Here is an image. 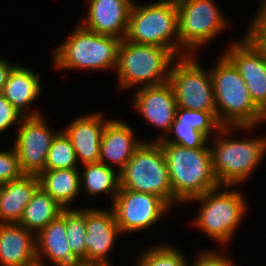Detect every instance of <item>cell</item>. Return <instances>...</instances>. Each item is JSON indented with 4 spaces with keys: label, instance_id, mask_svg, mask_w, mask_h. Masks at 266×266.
<instances>
[{
    "label": "cell",
    "instance_id": "30bf717a",
    "mask_svg": "<svg viewBox=\"0 0 266 266\" xmlns=\"http://www.w3.org/2000/svg\"><path fill=\"white\" fill-rule=\"evenodd\" d=\"M175 1L180 49L187 55H191L188 50L203 45L227 25L212 0Z\"/></svg>",
    "mask_w": 266,
    "mask_h": 266
},
{
    "label": "cell",
    "instance_id": "7402d4cb",
    "mask_svg": "<svg viewBox=\"0 0 266 266\" xmlns=\"http://www.w3.org/2000/svg\"><path fill=\"white\" fill-rule=\"evenodd\" d=\"M40 92V75L16 65L8 76L2 94L20 114L22 113V116L35 117L40 115L39 112L25 115L24 109L36 99Z\"/></svg>",
    "mask_w": 266,
    "mask_h": 266
},
{
    "label": "cell",
    "instance_id": "7c38bea8",
    "mask_svg": "<svg viewBox=\"0 0 266 266\" xmlns=\"http://www.w3.org/2000/svg\"><path fill=\"white\" fill-rule=\"evenodd\" d=\"M42 115L23 117L15 141L19 165L24 175L39 176L46 165V157L55 136Z\"/></svg>",
    "mask_w": 266,
    "mask_h": 266
},
{
    "label": "cell",
    "instance_id": "52a82bcc",
    "mask_svg": "<svg viewBox=\"0 0 266 266\" xmlns=\"http://www.w3.org/2000/svg\"><path fill=\"white\" fill-rule=\"evenodd\" d=\"M210 150L215 178L220 186L225 184L228 188L250 176L266 152V139L239 141L218 138Z\"/></svg>",
    "mask_w": 266,
    "mask_h": 266
},
{
    "label": "cell",
    "instance_id": "6da1fadb",
    "mask_svg": "<svg viewBox=\"0 0 266 266\" xmlns=\"http://www.w3.org/2000/svg\"><path fill=\"white\" fill-rule=\"evenodd\" d=\"M210 75L216 101V117L223 127L245 130L266 119V115L252 101L238 70L225 55L210 70Z\"/></svg>",
    "mask_w": 266,
    "mask_h": 266
},
{
    "label": "cell",
    "instance_id": "f546056e",
    "mask_svg": "<svg viewBox=\"0 0 266 266\" xmlns=\"http://www.w3.org/2000/svg\"><path fill=\"white\" fill-rule=\"evenodd\" d=\"M185 257L170 245L156 246L144 252L137 266H188Z\"/></svg>",
    "mask_w": 266,
    "mask_h": 266
},
{
    "label": "cell",
    "instance_id": "44dd1931",
    "mask_svg": "<svg viewBox=\"0 0 266 266\" xmlns=\"http://www.w3.org/2000/svg\"><path fill=\"white\" fill-rule=\"evenodd\" d=\"M39 187V178L34 175L4 183L0 192V223H18Z\"/></svg>",
    "mask_w": 266,
    "mask_h": 266
},
{
    "label": "cell",
    "instance_id": "74e56055",
    "mask_svg": "<svg viewBox=\"0 0 266 266\" xmlns=\"http://www.w3.org/2000/svg\"><path fill=\"white\" fill-rule=\"evenodd\" d=\"M80 266H98V265H83V264H82V265H80Z\"/></svg>",
    "mask_w": 266,
    "mask_h": 266
},
{
    "label": "cell",
    "instance_id": "3957f363",
    "mask_svg": "<svg viewBox=\"0 0 266 266\" xmlns=\"http://www.w3.org/2000/svg\"><path fill=\"white\" fill-rule=\"evenodd\" d=\"M125 40L164 47L174 56H186L185 52H180L176 1L161 0L138 7L133 3Z\"/></svg>",
    "mask_w": 266,
    "mask_h": 266
},
{
    "label": "cell",
    "instance_id": "ac0fdd59",
    "mask_svg": "<svg viewBox=\"0 0 266 266\" xmlns=\"http://www.w3.org/2000/svg\"><path fill=\"white\" fill-rule=\"evenodd\" d=\"M33 233L18 223H0V263L2 266H27L36 259Z\"/></svg>",
    "mask_w": 266,
    "mask_h": 266
},
{
    "label": "cell",
    "instance_id": "d6986e66",
    "mask_svg": "<svg viewBox=\"0 0 266 266\" xmlns=\"http://www.w3.org/2000/svg\"><path fill=\"white\" fill-rule=\"evenodd\" d=\"M141 144L134 140L133 131L125 122L109 120L102 134L99 162L107 165V159L121 171Z\"/></svg>",
    "mask_w": 266,
    "mask_h": 266
},
{
    "label": "cell",
    "instance_id": "ba28073f",
    "mask_svg": "<svg viewBox=\"0 0 266 266\" xmlns=\"http://www.w3.org/2000/svg\"><path fill=\"white\" fill-rule=\"evenodd\" d=\"M216 188L191 200L202 202L201 210L195 219V225L208 236L224 243L230 241L233 232L238 227L246 212L243 195L237 191L217 193ZM237 226V227H236Z\"/></svg>",
    "mask_w": 266,
    "mask_h": 266
},
{
    "label": "cell",
    "instance_id": "d590c367",
    "mask_svg": "<svg viewBox=\"0 0 266 266\" xmlns=\"http://www.w3.org/2000/svg\"><path fill=\"white\" fill-rule=\"evenodd\" d=\"M27 266H45V265H43L42 260H36L34 263L28 264Z\"/></svg>",
    "mask_w": 266,
    "mask_h": 266
},
{
    "label": "cell",
    "instance_id": "277c9868",
    "mask_svg": "<svg viewBox=\"0 0 266 266\" xmlns=\"http://www.w3.org/2000/svg\"><path fill=\"white\" fill-rule=\"evenodd\" d=\"M175 56L166 48L121 40L117 57V77L121 89L142 84L161 85L169 81V65Z\"/></svg>",
    "mask_w": 266,
    "mask_h": 266
},
{
    "label": "cell",
    "instance_id": "cb8c5ba5",
    "mask_svg": "<svg viewBox=\"0 0 266 266\" xmlns=\"http://www.w3.org/2000/svg\"><path fill=\"white\" fill-rule=\"evenodd\" d=\"M64 208L41 187L26 205L18 224L32 232L42 231L52 220L56 219Z\"/></svg>",
    "mask_w": 266,
    "mask_h": 266
},
{
    "label": "cell",
    "instance_id": "d4e9b609",
    "mask_svg": "<svg viewBox=\"0 0 266 266\" xmlns=\"http://www.w3.org/2000/svg\"><path fill=\"white\" fill-rule=\"evenodd\" d=\"M86 170L83 172L81 181L84 178V186L86 192L90 195L99 193L113 194V201L120 190V175L112 169L109 164L101 162L84 164ZM83 177V178H82Z\"/></svg>",
    "mask_w": 266,
    "mask_h": 266
},
{
    "label": "cell",
    "instance_id": "f35d334b",
    "mask_svg": "<svg viewBox=\"0 0 266 266\" xmlns=\"http://www.w3.org/2000/svg\"><path fill=\"white\" fill-rule=\"evenodd\" d=\"M2 187H3V184H2V183H0V192H1V189H2Z\"/></svg>",
    "mask_w": 266,
    "mask_h": 266
},
{
    "label": "cell",
    "instance_id": "e0dca14e",
    "mask_svg": "<svg viewBox=\"0 0 266 266\" xmlns=\"http://www.w3.org/2000/svg\"><path fill=\"white\" fill-rule=\"evenodd\" d=\"M104 122L101 114L85 115L65 129L64 133L72 143L77 160L81 158L83 164L99 162L102 134L108 121Z\"/></svg>",
    "mask_w": 266,
    "mask_h": 266
},
{
    "label": "cell",
    "instance_id": "4dcf8cb0",
    "mask_svg": "<svg viewBox=\"0 0 266 266\" xmlns=\"http://www.w3.org/2000/svg\"><path fill=\"white\" fill-rule=\"evenodd\" d=\"M23 175L15 148L13 147L10 152L0 151V183L20 179Z\"/></svg>",
    "mask_w": 266,
    "mask_h": 266
},
{
    "label": "cell",
    "instance_id": "8d00e7d4",
    "mask_svg": "<svg viewBox=\"0 0 266 266\" xmlns=\"http://www.w3.org/2000/svg\"><path fill=\"white\" fill-rule=\"evenodd\" d=\"M263 5L261 6V10L266 9V0L263 1Z\"/></svg>",
    "mask_w": 266,
    "mask_h": 266
},
{
    "label": "cell",
    "instance_id": "836d02e7",
    "mask_svg": "<svg viewBox=\"0 0 266 266\" xmlns=\"http://www.w3.org/2000/svg\"><path fill=\"white\" fill-rule=\"evenodd\" d=\"M220 255L221 254H216L213 251L212 253L203 252L200 254L198 259L194 261L193 266H233L232 261H230L227 257Z\"/></svg>",
    "mask_w": 266,
    "mask_h": 266
},
{
    "label": "cell",
    "instance_id": "ffe728a7",
    "mask_svg": "<svg viewBox=\"0 0 266 266\" xmlns=\"http://www.w3.org/2000/svg\"><path fill=\"white\" fill-rule=\"evenodd\" d=\"M36 259L41 260L45 255L56 266H80L82 263L72 254L67 243L65 219L59 215L42 231L37 233Z\"/></svg>",
    "mask_w": 266,
    "mask_h": 266
},
{
    "label": "cell",
    "instance_id": "1f68e13d",
    "mask_svg": "<svg viewBox=\"0 0 266 266\" xmlns=\"http://www.w3.org/2000/svg\"><path fill=\"white\" fill-rule=\"evenodd\" d=\"M252 22L246 37L266 56V9L260 10Z\"/></svg>",
    "mask_w": 266,
    "mask_h": 266
},
{
    "label": "cell",
    "instance_id": "83f0119b",
    "mask_svg": "<svg viewBox=\"0 0 266 266\" xmlns=\"http://www.w3.org/2000/svg\"><path fill=\"white\" fill-rule=\"evenodd\" d=\"M175 119L181 125L193 126L195 130L204 133L208 138L212 130L223 135L229 133L230 127H223L218 122L216 112H202L178 107Z\"/></svg>",
    "mask_w": 266,
    "mask_h": 266
},
{
    "label": "cell",
    "instance_id": "484cf974",
    "mask_svg": "<svg viewBox=\"0 0 266 266\" xmlns=\"http://www.w3.org/2000/svg\"><path fill=\"white\" fill-rule=\"evenodd\" d=\"M60 215L65 219L67 243L72 254L86 265L85 210L67 208L63 209Z\"/></svg>",
    "mask_w": 266,
    "mask_h": 266
},
{
    "label": "cell",
    "instance_id": "7a4b0ae2",
    "mask_svg": "<svg viewBox=\"0 0 266 266\" xmlns=\"http://www.w3.org/2000/svg\"><path fill=\"white\" fill-rule=\"evenodd\" d=\"M165 156L173 202H186L219 188L212 168L210 148L191 149L160 143Z\"/></svg>",
    "mask_w": 266,
    "mask_h": 266
},
{
    "label": "cell",
    "instance_id": "4316f807",
    "mask_svg": "<svg viewBox=\"0 0 266 266\" xmlns=\"http://www.w3.org/2000/svg\"><path fill=\"white\" fill-rule=\"evenodd\" d=\"M62 132L55 136L47 153L45 170L77 168L75 150L69 137Z\"/></svg>",
    "mask_w": 266,
    "mask_h": 266
},
{
    "label": "cell",
    "instance_id": "9c48e42d",
    "mask_svg": "<svg viewBox=\"0 0 266 266\" xmlns=\"http://www.w3.org/2000/svg\"><path fill=\"white\" fill-rule=\"evenodd\" d=\"M192 55L179 56L169 70L177 106L180 108L216 112V101L210 71L207 73Z\"/></svg>",
    "mask_w": 266,
    "mask_h": 266
},
{
    "label": "cell",
    "instance_id": "e575fe53",
    "mask_svg": "<svg viewBox=\"0 0 266 266\" xmlns=\"http://www.w3.org/2000/svg\"><path fill=\"white\" fill-rule=\"evenodd\" d=\"M10 64L11 63H8L5 60L0 59V93H2L4 90L10 72L16 66V65L12 66Z\"/></svg>",
    "mask_w": 266,
    "mask_h": 266
},
{
    "label": "cell",
    "instance_id": "8992f818",
    "mask_svg": "<svg viewBox=\"0 0 266 266\" xmlns=\"http://www.w3.org/2000/svg\"><path fill=\"white\" fill-rule=\"evenodd\" d=\"M121 39L78 26L54 51V63L62 69H116Z\"/></svg>",
    "mask_w": 266,
    "mask_h": 266
},
{
    "label": "cell",
    "instance_id": "9a60e30c",
    "mask_svg": "<svg viewBox=\"0 0 266 266\" xmlns=\"http://www.w3.org/2000/svg\"><path fill=\"white\" fill-rule=\"evenodd\" d=\"M138 90L133 103L136 110L153 126L170 133L178 108L171 84L166 82Z\"/></svg>",
    "mask_w": 266,
    "mask_h": 266
},
{
    "label": "cell",
    "instance_id": "5bb4252c",
    "mask_svg": "<svg viewBox=\"0 0 266 266\" xmlns=\"http://www.w3.org/2000/svg\"><path fill=\"white\" fill-rule=\"evenodd\" d=\"M85 227L86 265L109 266L107 254L117 234L121 233L112 208L111 211L85 209Z\"/></svg>",
    "mask_w": 266,
    "mask_h": 266
},
{
    "label": "cell",
    "instance_id": "d6a6232c",
    "mask_svg": "<svg viewBox=\"0 0 266 266\" xmlns=\"http://www.w3.org/2000/svg\"><path fill=\"white\" fill-rule=\"evenodd\" d=\"M20 117L22 120L24 116L0 93V133L9 129Z\"/></svg>",
    "mask_w": 266,
    "mask_h": 266
},
{
    "label": "cell",
    "instance_id": "8fae6325",
    "mask_svg": "<svg viewBox=\"0 0 266 266\" xmlns=\"http://www.w3.org/2000/svg\"><path fill=\"white\" fill-rule=\"evenodd\" d=\"M169 209L158 196L128 189L119 190L112 206L121 233L149 228Z\"/></svg>",
    "mask_w": 266,
    "mask_h": 266
},
{
    "label": "cell",
    "instance_id": "4fadbf2b",
    "mask_svg": "<svg viewBox=\"0 0 266 266\" xmlns=\"http://www.w3.org/2000/svg\"><path fill=\"white\" fill-rule=\"evenodd\" d=\"M231 47L224 55L245 81L254 104L266 115V56L246 36Z\"/></svg>",
    "mask_w": 266,
    "mask_h": 266
},
{
    "label": "cell",
    "instance_id": "603a6c76",
    "mask_svg": "<svg viewBox=\"0 0 266 266\" xmlns=\"http://www.w3.org/2000/svg\"><path fill=\"white\" fill-rule=\"evenodd\" d=\"M77 168L44 170L39 176L40 187L64 209L80 191L81 175Z\"/></svg>",
    "mask_w": 266,
    "mask_h": 266
},
{
    "label": "cell",
    "instance_id": "2e32d148",
    "mask_svg": "<svg viewBox=\"0 0 266 266\" xmlns=\"http://www.w3.org/2000/svg\"><path fill=\"white\" fill-rule=\"evenodd\" d=\"M87 20L82 26L89 31L125 39L132 0H90Z\"/></svg>",
    "mask_w": 266,
    "mask_h": 266
},
{
    "label": "cell",
    "instance_id": "f1b7e54d",
    "mask_svg": "<svg viewBox=\"0 0 266 266\" xmlns=\"http://www.w3.org/2000/svg\"><path fill=\"white\" fill-rule=\"evenodd\" d=\"M170 132H175L177 138L167 140L166 135V138L161 136L160 138L158 137L156 141L159 143L180 145L191 149L209 148L205 145L208 137L204 133L195 130L193 126L181 125L176 119H174Z\"/></svg>",
    "mask_w": 266,
    "mask_h": 266
},
{
    "label": "cell",
    "instance_id": "5b68a950",
    "mask_svg": "<svg viewBox=\"0 0 266 266\" xmlns=\"http://www.w3.org/2000/svg\"><path fill=\"white\" fill-rule=\"evenodd\" d=\"M118 173L120 189L153 194L169 206L173 203L169 172L158 141L142 143Z\"/></svg>",
    "mask_w": 266,
    "mask_h": 266
}]
</instances>
